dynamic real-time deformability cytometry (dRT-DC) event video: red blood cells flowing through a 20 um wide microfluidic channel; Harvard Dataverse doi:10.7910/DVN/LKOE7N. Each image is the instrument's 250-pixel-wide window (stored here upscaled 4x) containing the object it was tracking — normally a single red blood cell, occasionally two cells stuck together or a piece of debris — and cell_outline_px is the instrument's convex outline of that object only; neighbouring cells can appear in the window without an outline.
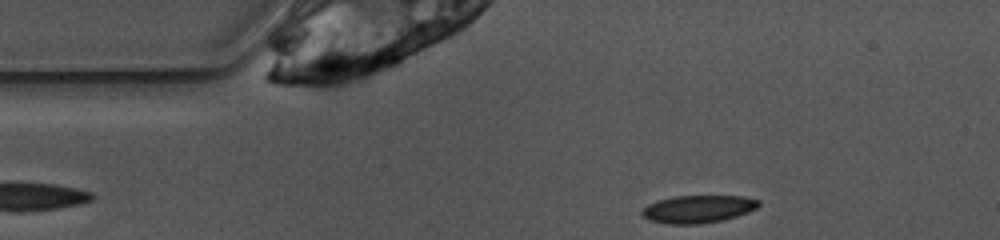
{"species": "common noctule bat (a hibernating species)", "species_latin": "Nyctalus noctula", "temperature_condition": "warm", "stored_images_in_passage": 1, "camera_frame_rate_fps": 3000, "um_per_image_px": 0.085, "animal": {"sex": "female", "body_mass_g": 10.0, "forearm_length_mm": 53.1}, "frame": {"image": 1, "passage_image": 1, "time_ms": 0.0, "image_size_px": [1000, 240], "cell_outline_px": [[760, 204], [756, 208], [748, 212], [724, 220], [700, 224], [668, 224], [648, 220], [640, 212], [648, 204], [660, 200], [676, 196], [744, 196], [760, 200]], "centroid_in_image_um": [59.35, 17.77], "position_along_channel_um": 25.6, "area_um2": 18.79}}